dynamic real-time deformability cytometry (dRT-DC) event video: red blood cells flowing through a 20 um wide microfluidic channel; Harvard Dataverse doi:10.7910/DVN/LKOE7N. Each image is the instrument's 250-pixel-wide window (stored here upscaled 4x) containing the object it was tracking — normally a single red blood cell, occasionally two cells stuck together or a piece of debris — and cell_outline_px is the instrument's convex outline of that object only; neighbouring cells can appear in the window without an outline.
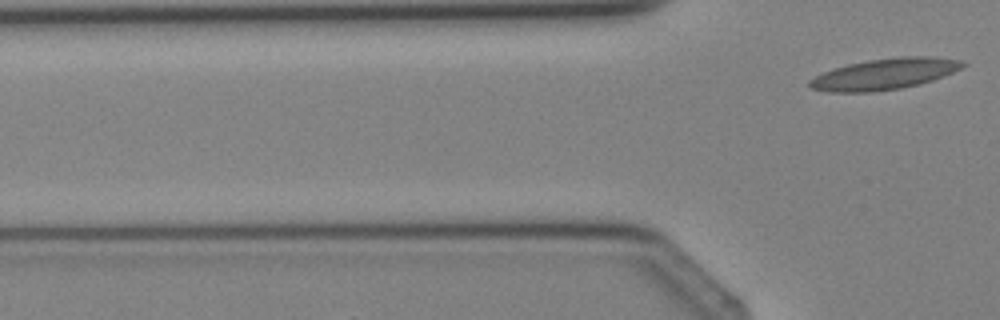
{"species": "Egyptian fruit bat (a non-hibernating species)", "species_latin": "Rousettus aegyptiacus", "temperature_condition": "cold", "stored_images_in_passage": 6, "camera_frame_rate_fps": 3000, "um_per_image_px": 0.085, "animal": {"sex": "female"}, "frame": {"image": 1, "passage_image": 6, "time_ms": 5.667, "image_size_px": [1000, 320], "cell_outline_px": [[968, 64], [952, 72], [932, 80], [900, 88], [872, 92], [828, 92], [812, 88], [808, 84], [808, 80], [832, 68], [848, 64], [868, 60], [900, 56], [928, 56], [964, 60]], "centroid_in_image_um": [75.18, 6.28], "position_along_channel_um": 50.6, "area_um2": 27.57}}